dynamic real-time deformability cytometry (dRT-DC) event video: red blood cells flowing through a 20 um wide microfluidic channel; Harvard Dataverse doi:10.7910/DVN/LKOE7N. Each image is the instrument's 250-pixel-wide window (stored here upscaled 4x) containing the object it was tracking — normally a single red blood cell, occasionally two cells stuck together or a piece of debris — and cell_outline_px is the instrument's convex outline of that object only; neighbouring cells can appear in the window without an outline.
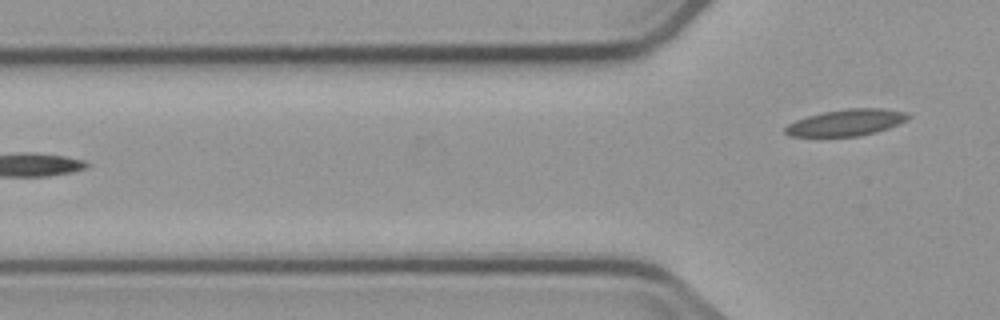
{"species": "common noctule bat (a hibernating species)", "species_latin": "Nyctalus noctula", "temperature_condition": "cold", "stored_images_in_passage": 7, "camera_frame_rate_fps": 3000, "um_per_image_px": 0.085, "animal": {"sex": "male", "body_mass_g": 23.1, "forearm_length_mm": 52.7}, "frame": {"image": 1, "passage_image": 7, "time_ms": 7.0, "image_size_px": [1000, 320], "cell_outline_px": [[912, 116], [888, 128], [856, 136], [792, 136], [784, 132], [784, 128], [788, 124], [796, 120], [808, 116], [824, 112], [848, 108], [884, 108], [904, 112]], "centroid_in_image_um": [71.9, 10.4], "position_along_channel_um": 53.9, "area_um2": 18.55}}